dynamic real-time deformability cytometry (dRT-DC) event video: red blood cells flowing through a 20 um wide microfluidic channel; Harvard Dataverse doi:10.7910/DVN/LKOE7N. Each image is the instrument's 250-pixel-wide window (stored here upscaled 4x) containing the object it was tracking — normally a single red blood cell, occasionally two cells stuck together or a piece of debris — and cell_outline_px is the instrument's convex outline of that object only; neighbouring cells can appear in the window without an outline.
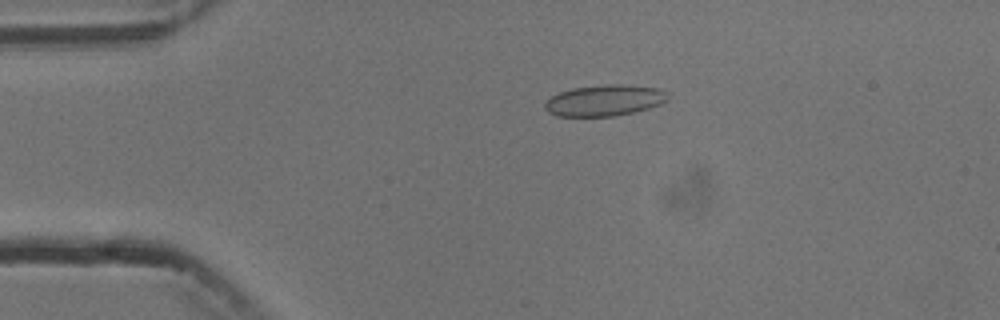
{"species": "common noctule bat (a hibernating species)", "species_latin": "Nyctalus noctula", "temperature_condition": "cold", "stored_images_in_passage": 2, "camera_frame_rate_fps": 3000, "um_per_image_px": 0.085, "animal": {"sex": "male", "body_mass_g": 13.3}, "frame": {"image": 1, "passage_image": 1, "time_ms": 0.0, "image_size_px": [1000, 320], "cell_outline_px": [[668, 100], [660, 104], [636, 112], [616, 116], [556, 116], [548, 112], [544, 108], [544, 100], [560, 92], [572, 88], [604, 84], [624, 84], [660, 88], [668, 92]], "centroid_in_image_um": [51.39, 8.53], "position_along_channel_um": 33.6, "area_um2": 22.66}}